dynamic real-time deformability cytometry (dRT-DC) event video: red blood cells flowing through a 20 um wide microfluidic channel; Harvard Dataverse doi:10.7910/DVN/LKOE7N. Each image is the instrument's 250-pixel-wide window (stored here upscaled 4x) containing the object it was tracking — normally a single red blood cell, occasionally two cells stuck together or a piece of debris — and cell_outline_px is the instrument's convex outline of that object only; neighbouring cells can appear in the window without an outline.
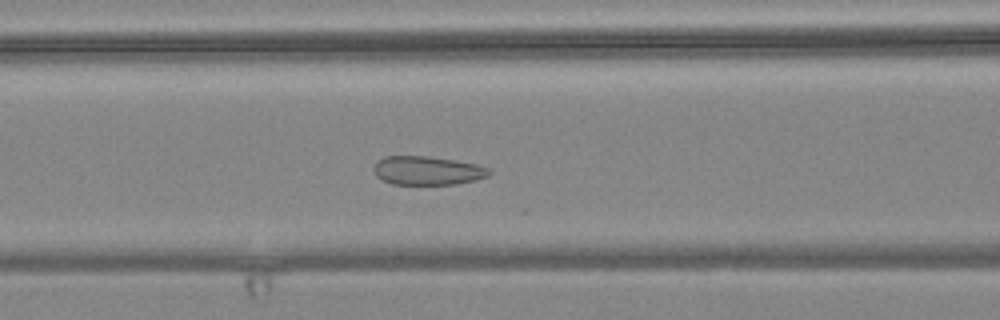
{"species": "common noctule bat (a hibernating species)", "species_latin": "Nyctalus noctula", "temperature_condition": "warm", "stored_images_in_passage": 56, "camera_frame_rate_fps": 3000, "um_per_image_px": 0.085, "animal": {"sex": "female", "body_mass_g": 24.6, "forearm_length_mm": 56.2}, "frame": {"image": 1, "passage_image": 23, "time_ms": 7.333, "image_size_px": [1000, 320], "cell_outline_px": [[492, 172], [488, 176], [476, 180], [456, 184], [392, 184], [376, 176], [372, 168], [376, 160], [384, 156], [428, 156], [476, 164], [488, 168]], "centroid_in_image_um": [36.3, 14.49], "position_along_channel_um": 130.3, "area_um2": 19.36}}
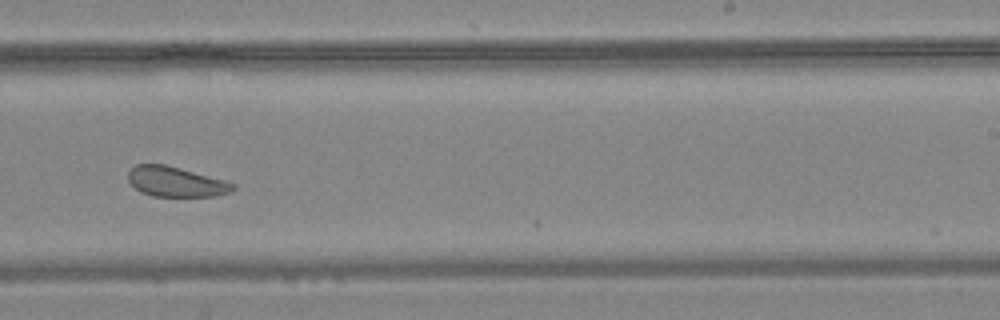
{"frame": {"image": 2, "passage_image": 35, "time_ms": 11.333, "image_size_px": [1000, 320], "cell_outline_px": [[236, 188], [228, 192], [216, 196], [152, 196], [140, 192], [128, 180], [128, 172], [136, 164], [164, 164], [224, 180], [236, 184]], "centroid_in_image_um": [14.93, 15.45], "position_along_channel_um": 274.1, "area_um2": 18.15}}
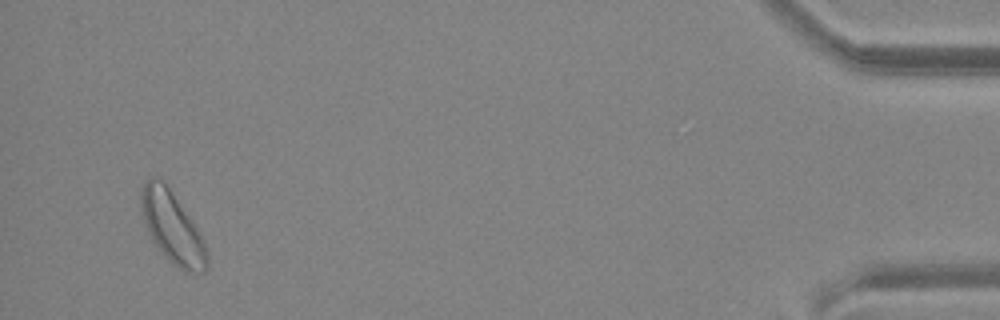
{"frame": {"image": 3, "passage_image": 54, "time_ms": 17.667, "image_size_px": [1000, 320], "cell_outline_px": [[208, 264], [204, 272], [184, 272], [172, 264], [164, 256], [152, 240], [144, 224], [140, 212], [140, 192], [144, 180], [152, 176], [160, 180], [168, 188], [200, 232], [208, 252]], "centroid_in_image_um": [14.61, 19.36], "position_along_channel_um": 420.6, "area_um2": 27.4}, "authors_computed_cell_mechanics": {"area_um2": 22.1374, "velocity_mm_per_s": 3.6045, "shape_relaxation_time_tau1_ms": null, "shape_relaxation_time_tau2_ms": 1.387, "deformation_change_tau1": null, "deformation_change_tau2": 0.0742}}